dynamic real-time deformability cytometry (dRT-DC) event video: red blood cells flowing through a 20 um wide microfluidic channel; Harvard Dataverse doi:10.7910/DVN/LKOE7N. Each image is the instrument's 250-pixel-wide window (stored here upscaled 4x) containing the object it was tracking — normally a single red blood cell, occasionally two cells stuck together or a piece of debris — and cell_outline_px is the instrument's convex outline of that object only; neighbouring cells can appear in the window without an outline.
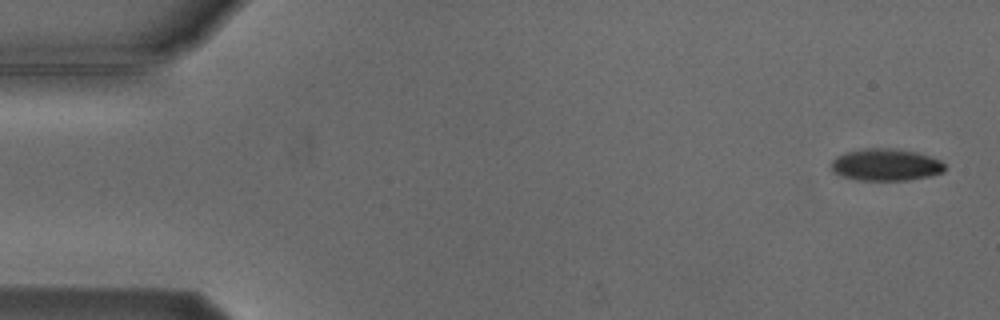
{"species": "Egyptian fruit bat (a non-hibernating species)", "species_latin": "Rousettus aegyptiacus", "temperature_condition": "cold", "stored_images_in_passage": 4, "camera_frame_rate_fps": 3000, "um_per_image_px": 0.085, "animal": {"sex": "male"}, "frame": {"image": 1, "passage_image": 1, "time_ms": 0.0, "image_size_px": [1000, 320], "cell_outline_px": [[944, 172], [932, 176], [908, 180], [856, 180], [840, 176], [832, 172], [832, 160], [836, 156], [844, 152], [864, 148], [900, 148], [916, 152], [940, 160], [944, 164]], "centroid_in_image_um": [75.27, 14.0], "position_along_channel_um": 9.7, "area_um2": 21.5}}